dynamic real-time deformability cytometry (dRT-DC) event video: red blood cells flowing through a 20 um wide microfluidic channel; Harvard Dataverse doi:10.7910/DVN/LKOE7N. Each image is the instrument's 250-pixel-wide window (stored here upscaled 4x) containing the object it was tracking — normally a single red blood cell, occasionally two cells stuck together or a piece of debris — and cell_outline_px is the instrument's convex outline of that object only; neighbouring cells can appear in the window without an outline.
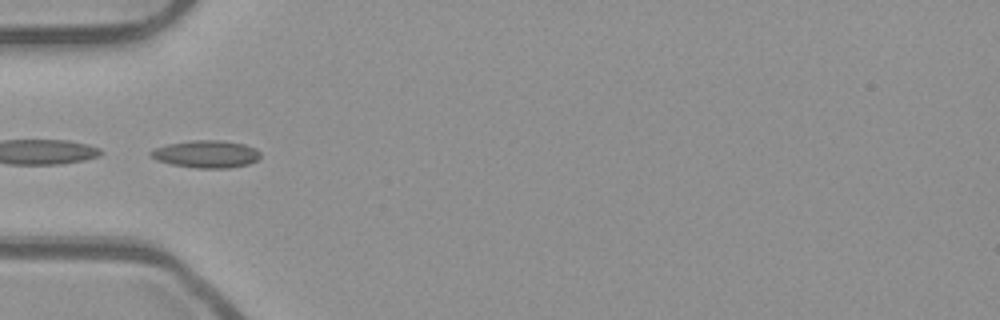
{"species": "common noctule bat (a hibernating species)", "species_latin": "Nyctalus noctula", "temperature_condition": "room temperature", "stored_images_in_passage": 34, "camera_frame_rate_fps": 3000, "um_per_image_px": 0.085, "animal": {"sex": "male", "body_mass_g": 23.1, "forearm_length_mm": 52.7}, "frame": {"image": 1, "passage_image": 1, "time_ms": 0.0, "image_size_px": [1000, 320], "cell_outline_px": [[260, 156], [256, 160], [248, 164], [228, 168], [196, 168], [172, 164], [156, 160], [148, 156], [148, 152], [156, 148], [168, 144], [192, 140], [220, 140], [244, 144], [256, 148], [260, 152]], "centroid_in_image_um": [17.51, 13.09], "position_along_channel_um": 67.5, "area_um2": 17.51}, "authors_computed_cell_mechanics": {"area_um2": 15.7505, "velocity_mm_per_s": 3.9513, "shape_relaxation_time_tau1_ms": null, "shape_relaxation_time_tau2_ms": 3.8081, "deformation_change_tau1": null, "deformation_change_tau2": 0.0986}}